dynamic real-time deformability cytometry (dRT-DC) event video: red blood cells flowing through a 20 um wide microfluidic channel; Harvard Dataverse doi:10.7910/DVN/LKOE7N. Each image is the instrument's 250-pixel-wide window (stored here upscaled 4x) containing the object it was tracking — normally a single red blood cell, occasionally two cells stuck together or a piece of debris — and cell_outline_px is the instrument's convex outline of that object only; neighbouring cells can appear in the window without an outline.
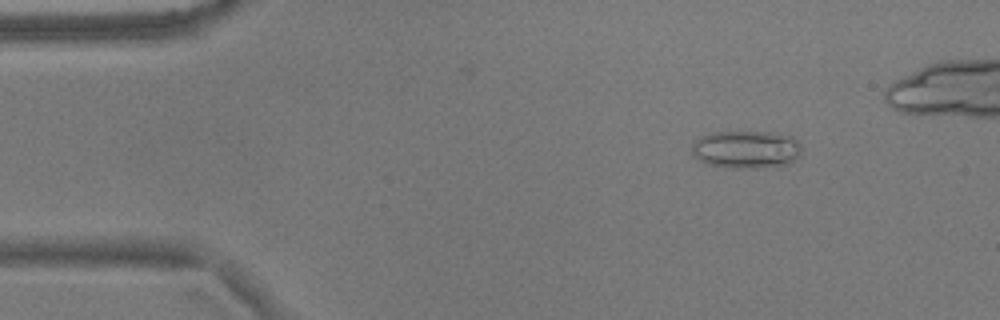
{"species": "common noctule bat (a hibernating species)", "species_latin": "Nyctalus noctula", "temperature_condition": "warm", "stored_images_in_passage": 50, "camera_frame_rate_fps": 3000, "um_per_image_px": 0.085, "animal": {"sex": "male", "body_mass_g": 17.9}, "frame": {"image": 1, "passage_image": 7, "time_ms": 2.0, "image_size_px": [1000, 320], "cell_outline_px": [[800, 156], [788, 164], [752, 168], [732, 168], [704, 164], [692, 156], [692, 144], [700, 136], [712, 132], [764, 132], [792, 136], [800, 144]], "centroid_in_image_um": [63.38, 12.71], "position_along_channel_um": 21.6, "area_um2": 24.28}}
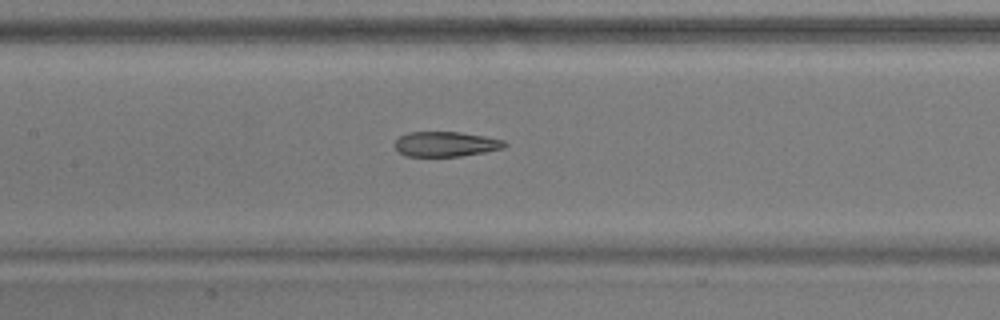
{"frame": {"image": 2, "passage_image": 25, "time_ms": 8.0, "image_size_px": [1000, 320], "cell_outline_px": [[508, 144], [504, 148], [484, 152], [460, 156], [404, 156], [392, 144], [400, 136], [408, 132], [460, 132], [484, 136], [504, 140]], "centroid_in_image_um": [37.88, 12.24], "position_along_channel_um": 169.5, "area_um2": 16.01}}
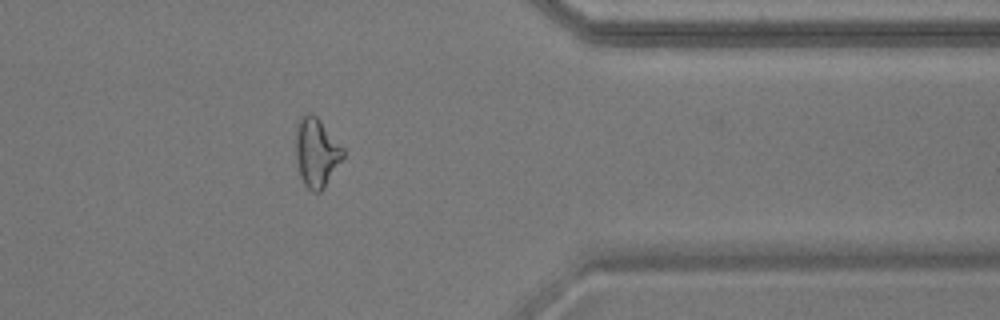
{"frame": {"image": 3, "passage_image": 44, "time_ms": 14.333, "image_size_px": [1000, 320], "cell_outline_px": [[344, 156], [324, 188], [320, 192], [312, 192], [304, 184], [300, 176], [296, 160], [296, 124], [300, 116], [304, 112], [312, 112], [320, 120], [344, 148]], "centroid_in_image_um": [26.88, 12.93], "position_along_channel_um": 384.5, "area_um2": 19.19}, "authors_computed_cell_mechanics": {"area_um2": 18.8717, "velocity_mm_per_s": 3.6498, "shape_relaxation_time_tau1_ms": null, "shape_relaxation_time_tau2_ms": 3.0584, "deformation_change_tau1": null, "deformation_change_tau2": 0.1255}}